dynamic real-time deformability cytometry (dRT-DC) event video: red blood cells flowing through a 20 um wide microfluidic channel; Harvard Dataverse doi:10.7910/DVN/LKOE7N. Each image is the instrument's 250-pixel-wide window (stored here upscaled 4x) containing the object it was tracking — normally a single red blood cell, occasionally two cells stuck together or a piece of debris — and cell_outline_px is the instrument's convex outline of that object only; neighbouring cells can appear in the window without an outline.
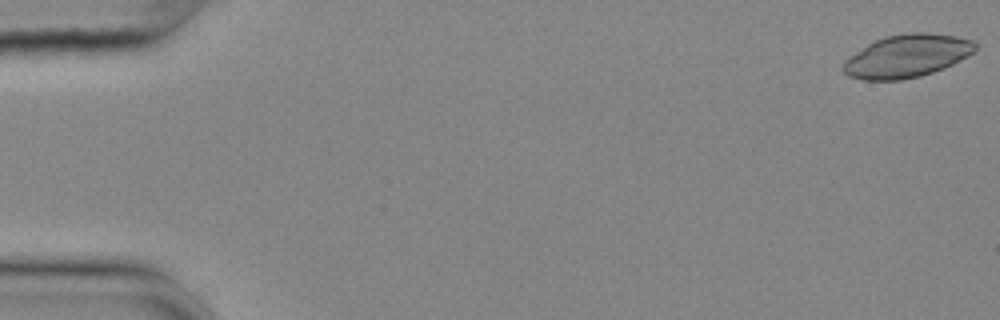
{"species": "common noctule bat (a hibernating species)", "species_latin": "Nyctalus noctula", "temperature_condition": "cold", "stored_images_in_passage": 55, "camera_frame_rate_fps": 3000, "um_per_image_px": 0.085, "animal": {"sex": "female", "body_mass_g": 25.1}, "frame": {"image": 1, "passage_image": 1, "time_ms": 0.0, "image_size_px": [1000, 320], "cell_outline_px": [[976, 48], [972, 52], [952, 64], [944, 68], [920, 76], [900, 80], [864, 80], [848, 76], [840, 68], [844, 60], [868, 44], [884, 36], [912, 32], [928, 32], [956, 36], [972, 40], [976, 44]], "centroid_in_image_um": [77.05, 4.76], "position_along_channel_um": 7.9, "area_um2": 32.83}}
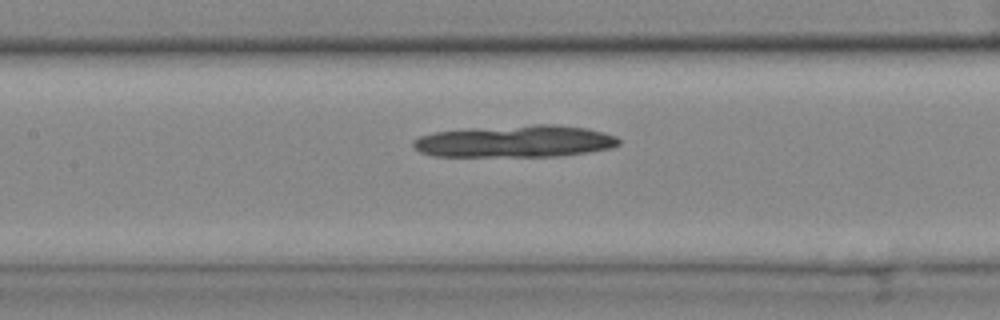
{"frame": {"image": 2, "passage_image": 26, "time_ms": 8.333, "image_size_px": [1000, 320], "cell_outline_px": [[620, 144], [612, 148], [588, 152], [560, 156], [432, 156], [420, 152], [412, 144], [412, 140], [420, 136], [436, 132], [468, 128], [536, 124], [552, 124], [588, 128], [604, 132], [616, 136], [620, 140]], "centroid_in_image_um": [43.81, 12.01], "position_along_channel_um": 163.6, "area_um2": 38.61}}
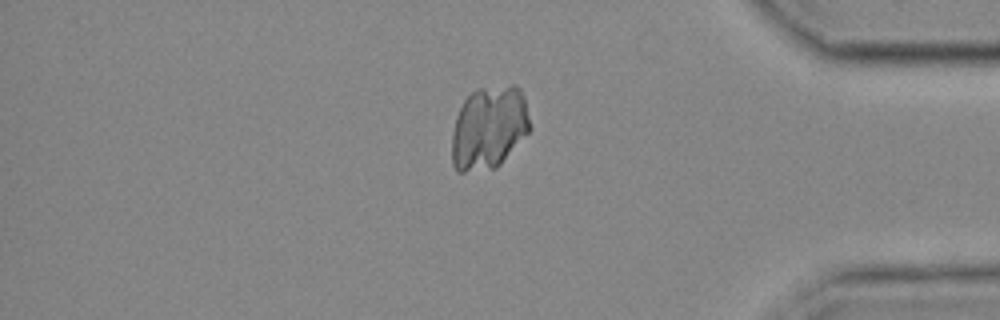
{"frame": {"image": 3, "passage_image": 47, "time_ms": 15.333, "image_size_px": [1000, 320], "cell_outline_px": [[532, 128], [500, 164], [496, 168], [464, 172], [456, 172], [452, 164], [452, 132], [456, 116], [464, 100], [472, 92], [480, 88], [512, 84], [516, 84], [520, 88], [524, 96]], "centroid_in_image_um": [41.56, 10.84], "position_along_channel_um": 393.6, "area_um2": 38.15}}